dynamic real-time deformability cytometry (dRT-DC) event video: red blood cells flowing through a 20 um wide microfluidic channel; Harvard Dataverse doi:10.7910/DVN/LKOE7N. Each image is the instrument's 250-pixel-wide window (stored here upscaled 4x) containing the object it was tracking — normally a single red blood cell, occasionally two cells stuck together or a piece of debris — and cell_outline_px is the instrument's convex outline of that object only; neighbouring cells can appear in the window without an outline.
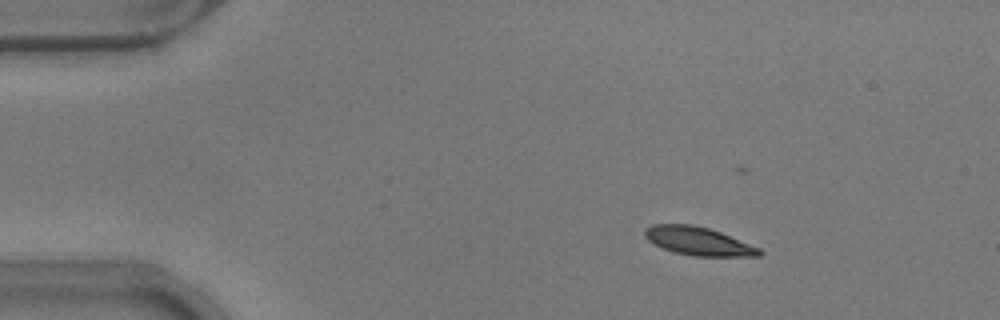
{"species": "common noctule bat (a hibernating species)", "species_latin": "Nyctalus noctula", "temperature_condition": "warm", "stored_images_in_passage": 35, "camera_frame_rate_fps": 3000, "um_per_image_px": 0.085, "animal": {"sex": "male", "body_mass_g": 17.9}, "frame": {"image": 1, "passage_image": 1, "time_ms": 0.0, "image_size_px": [1000, 320], "cell_outline_px": [[764, 252], [760, 256], [692, 256], [672, 252], [648, 240], [644, 236], [644, 228], [652, 224], [692, 224], [708, 228], [720, 232], [760, 248]], "centroid_in_image_um": [59.35, 20.5], "position_along_channel_um": 25.7, "area_um2": 18.9}}
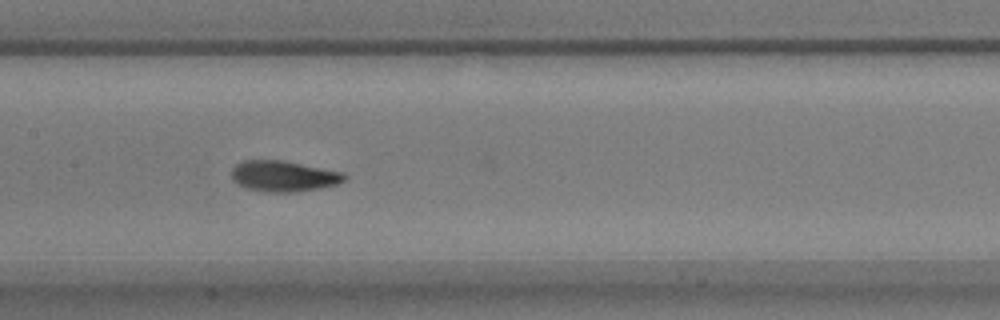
{"frame": {"image": 2, "passage_image": 19, "time_ms": 6.0, "image_size_px": [1000, 320], "cell_outline_px": [[348, 176], [344, 180], [336, 184], [316, 188], [292, 192], [268, 192], [244, 188], [232, 180], [232, 168], [236, 164], [244, 160], [284, 160], [344, 172]], "centroid_in_image_um": [24.08, 14.96], "position_along_channel_um": 183.3, "area_um2": 20.29}}
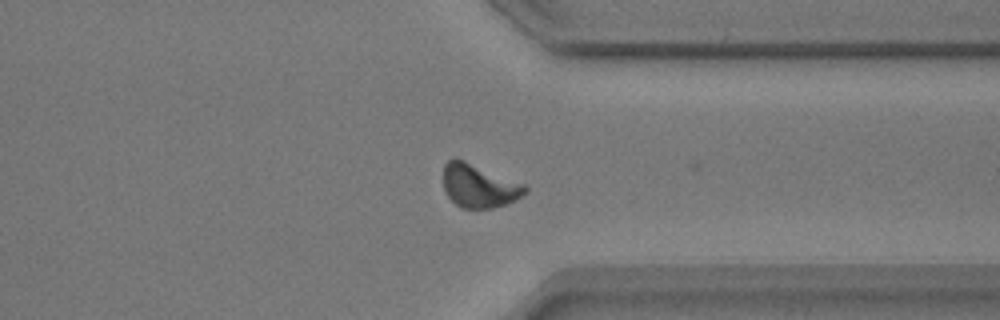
{"frame": {"image": 3, "passage_image": 34, "time_ms": 11.0, "image_size_px": [1000, 320], "cell_outline_px": [[528, 192], [516, 200], [492, 208], [460, 208], [444, 192], [444, 164], [448, 160], [464, 160], [524, 184], [528, 188]], "centroid_in_image_um": [40.72, 15.82], "position_along_channel_um": 370.7, "area_um2": 20.46}, "authors_computed_cell_mechanics": {"area_um2": 19.8254, "velocity_mm_per_s": 3.7848, "shape_relaxation_time_tau1_ms": 2.5468, "shape_relaxation_time_tau2_ms": 0.9937, "deformation_change_tau1": 0.1159, "deformation_change_tau2": 0.0667}}